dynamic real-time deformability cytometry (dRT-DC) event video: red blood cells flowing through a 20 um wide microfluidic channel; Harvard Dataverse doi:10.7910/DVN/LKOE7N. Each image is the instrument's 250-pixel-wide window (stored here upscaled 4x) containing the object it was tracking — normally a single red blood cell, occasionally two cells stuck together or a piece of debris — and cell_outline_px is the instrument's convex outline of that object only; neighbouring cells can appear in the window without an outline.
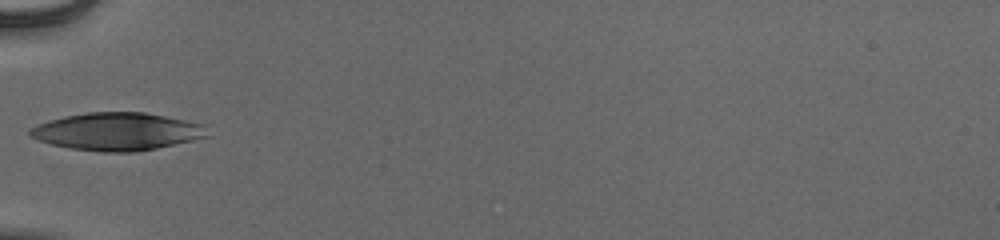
{"species": "human", "species_latin": "Homo sapiens", "temperature_condition": "cold", "stored_images_in_passage": 29, "camera_frame_rate_fps": 3000, "um_per_image_px": 0.085, "donor": {"sex": "male"}, "frame": {"image": 1, "passage_image": 1, "time_ms": 0.0, "image_size_px": [1000, 240], "cell_outline_px": [[208, 136], [192, 140], [156, 148], [136, 152], [104, 152], [72, 148], [52, 144], [28, 136], [28, 132], [36, 124], [48, 120], [64, 116], [88, 112], [144, 112], [204, 124]], "centroid_in_image_um": [9.93, 11.17], "position_along_channel_um": 75.1, "area_um2": 38.67}}
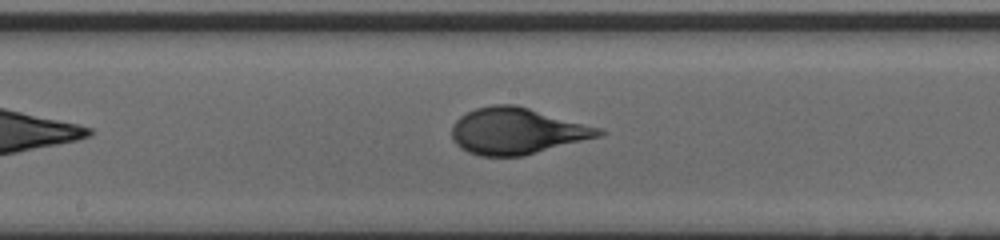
{"frame": {"image": 2, "passage_image": 11, "time_ms": 3.333, "image_size_px": [1000, 240], "cell_outline_px": [[608, 132], [600, 136], [524, 156], [480, 156], [468, 152], [460, 148], [452, 140], [452, 124], [460, 116], [476, 108], [492, 104], [516, 104], [600, 128]], "centroid_in_image_um": [43.91, 11.14], "position_along_channel_um": 204.3, "area_um2": 39.77}}
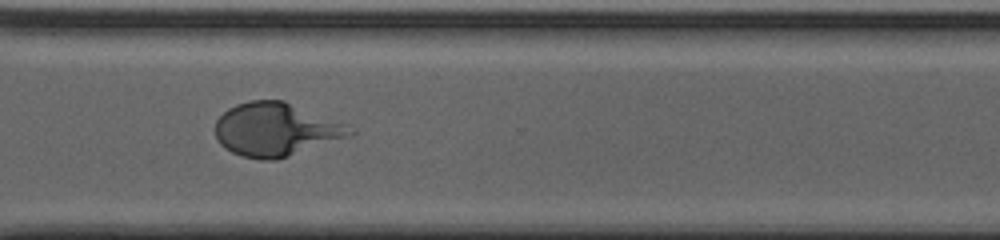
{"frame": {"image": 3, "passage_image": 22, "time_ms": 7.0, "image_size_px": [1000, 240], "cell_outline_px": [[356, 132], [348, 136], [276, 160], [260, 160], [240, 156], [224, 148], [220, 144], [216, 136], [216, 120], [228, 108], [236, 104], [248, 100], [284, 100], [344, 124]], "centroid_in_image_um": [23.37, 11.01], "position_along_channel_um": 347.2, "area_um2": 41.38}, "authors_computed_cell_mechanics": {"area_um2": 39.4196, "velocity_mm_per_s": 3.894, "shape_relaxation_time_tau1_ms": 4.0827, "shape_relaxation_time_tau2_ms": null, "deformation_change_tau1": 0.1912, "deformation_change_tau2": null}}